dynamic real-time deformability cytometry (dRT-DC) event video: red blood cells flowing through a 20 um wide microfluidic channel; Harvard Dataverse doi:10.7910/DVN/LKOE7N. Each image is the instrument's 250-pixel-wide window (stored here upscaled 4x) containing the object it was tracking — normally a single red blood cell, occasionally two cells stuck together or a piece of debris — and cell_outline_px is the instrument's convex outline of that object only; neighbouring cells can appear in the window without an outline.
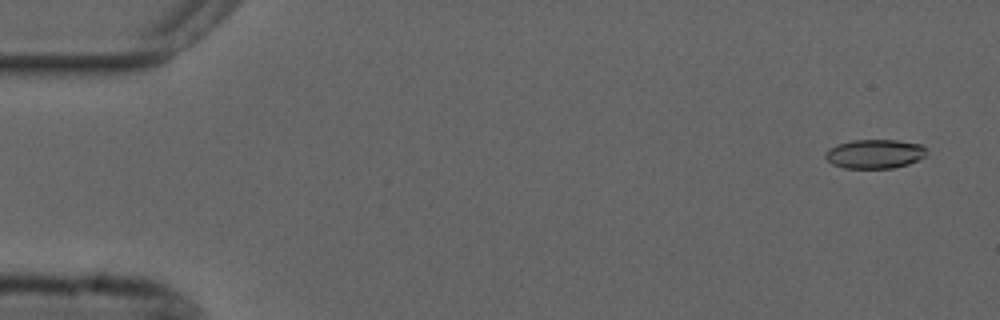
{"species": "common noctule bat (a hibernating species)", "species_latin": "Nyctalus noctula", "temperature_condition": "cold", "stored_images_in_passage": 55, "camera_frame_rate_fps": 3000, "um_per_image_px": 0.085, "animal": {"sex": "male", "forearm_length_mm": 52.5}, "frame": {"image": 1, "passage_image": 3, "time_ms": 0.667, "image_size_px": [1000, 320], "cell_outline_px": [[924, 156], [908, 164], [892, 168], [844, 168], [832, 164], [824, 156], [824, 152], [828, 148], [836, 144], [852, 140], [896, 140], [920, 144], [924, 148]], "centroid_in_image_um": [74.27, 13.08], "position_along_channel_um": 10.7, "area_um2": 17.05}}
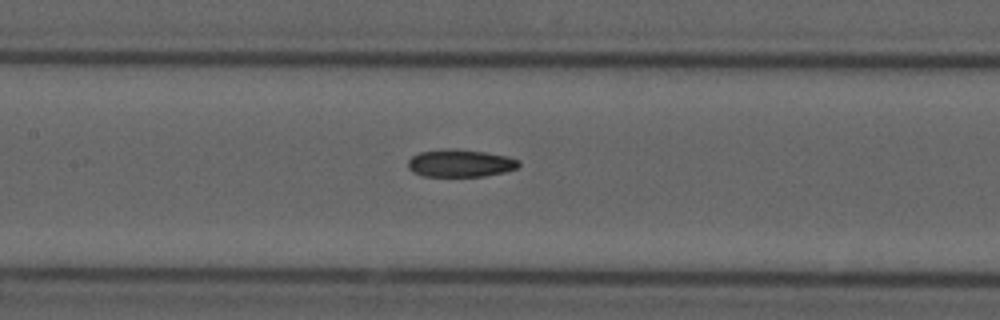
{"frame": {"image": 2, "passage_image": 26, "time_ms": 8.333, "image_size_px": [1000, 320], "cell_outline_px": [[520, 164], [516, 168], [504, 172], [484, 176], [424, 176], [412, 172], [408, 168], [408, 160], [412, 156], [420, 152], [448, 148], [456, 148], [484, 152], [508, 156], [520, 160]], "centroid_in_image_um": [39.12, 13.86], "position_along_channel_um": 168.3, "area_um2": 17.86}}
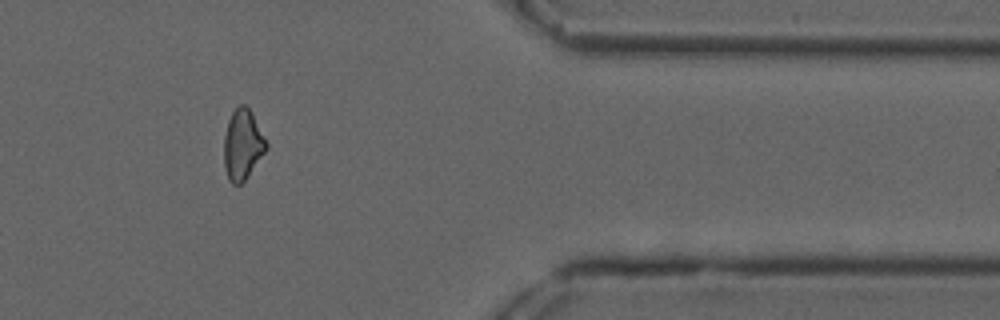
{"frame": {"image": 3, "passage_image": 46, "time_ms": 15.0, "image_size_px": [1000, 320], "cell_outline_px": [[268, 148], [244, 180], [240, 184], [232, 184], [228, 180], [224, 164], [224, 136], [228, 120], [232, 112], [240, 104], [244, 104], [252, 112], [268, 144]], "centroid_in_image_um": [20.61, 12.28], "position_along_channel_um": 390.8, "area_um2": 17.22}, "authors_computed_cell_mechanics": {"area_um2": 17.7446, "velocity_mm_per_s": 3.6984, "shape_relaxation_time_tau1_ms": null, "shape_relaxation_time_tau2_ms": 5.26, "deformation_change_tau1": null, "deformation_change_tau2": 0.1327}}